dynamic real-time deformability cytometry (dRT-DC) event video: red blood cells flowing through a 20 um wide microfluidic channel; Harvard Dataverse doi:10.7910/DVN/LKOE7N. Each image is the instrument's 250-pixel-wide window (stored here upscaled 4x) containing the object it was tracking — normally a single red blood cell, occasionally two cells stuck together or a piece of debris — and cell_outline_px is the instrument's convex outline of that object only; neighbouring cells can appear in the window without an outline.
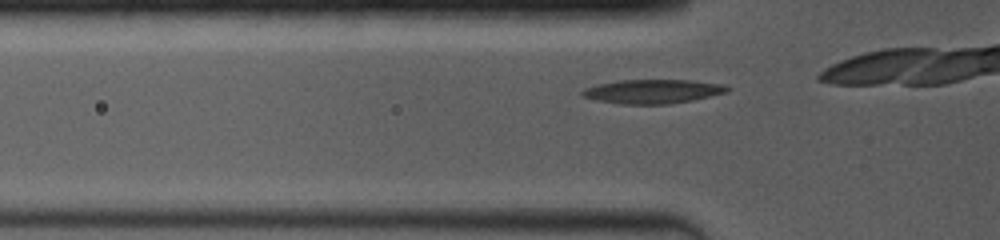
{"species": "common noctule bat (a hibernating species)", "species_latin": "Nyctalus noctula", "temperature_condition": "room temperature", "stored_images_in_passage": 8, "camera_frame_rate_fps": 4000, "um_per_image_px": 0.085, "animal": {"sex": "female", "body_mass_g": 19.0, "forearm_length_mm": 53.3}, "frame": {"image": 1, "passage_image": 2, "time_ms": 0.25, "image_size_px": [1000, 240], "cell_outline_px": [[732, 88], [728, 92], [692, 100], [668, 104], [620, 104], [580, 96], [580, 92], [584, 88], [596, 84], [620, 80], [692, 80], [724, 84]], "centroid_in_image_um": [55.5, 7.76], "position_along_channel_um": 70.3, "area_um2": 20.4}}
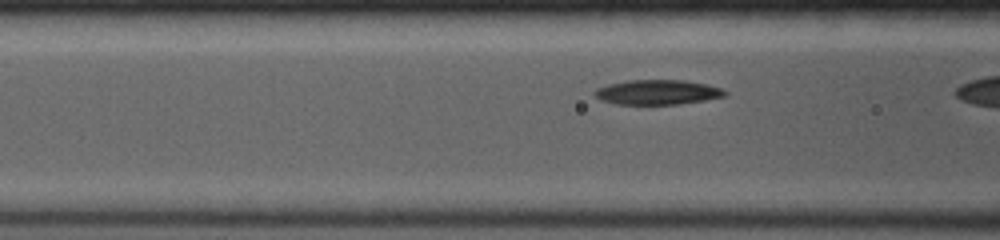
{"frame": {"image": 2, "passage_image": 6, "time_ms": 1.25, "image_size_px": [1000, 240], "cell_outline_px": [[728, 92], [724, 96], [704, 100], [680, 104], [616, 104], [600, 100], [592, 92], [596, 88], [608, 84], [628, 80], [684, 80], [708, 84], [720, 88]], "centroid_in_image_um": [55.86, 7.83], "position_along_channel_um": 110.7, "area_um2": 18.84}}